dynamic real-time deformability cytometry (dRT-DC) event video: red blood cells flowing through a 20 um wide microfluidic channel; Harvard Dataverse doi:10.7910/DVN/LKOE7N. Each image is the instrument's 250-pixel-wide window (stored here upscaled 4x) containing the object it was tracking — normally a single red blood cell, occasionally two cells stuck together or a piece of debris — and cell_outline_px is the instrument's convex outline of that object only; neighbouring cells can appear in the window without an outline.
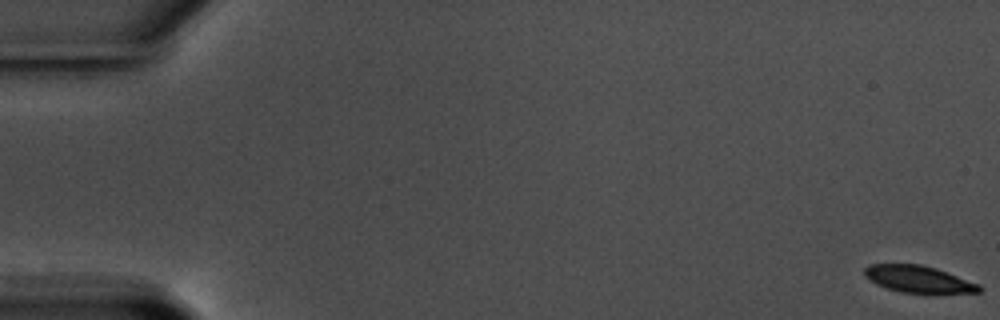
{"species": "common noctule bat (a hibernating species)", "species_latin": "Nyctalus noctula", "temperature_condition": "warm", "stored_images_in_passage": 60, "camera_frame_rate_fps": 3000, "um_per_image_px": 0.085, "animal": {"sex": "male", "body_mass_g": 17.5, "forearm_length_mm": 52.3}, "frame": {"image": 1, "passage_image": 1, "time_ms": 0.0, "image_size_px": [1000, 320], "cell_outline_px": [[984, 288], [980, 292], [900, 292], [876, 284], [864, 276], [864, 268], [868, 264], [920, 264], [936, 268], [980, 284]], "centroid_in_image_um": [78.05, 23.71], "position_along_channel_um": 6.9, "area_um2": 17.74}}
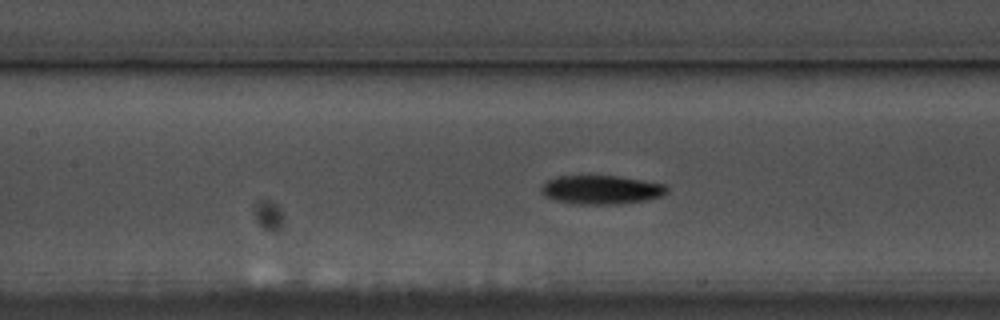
{"frame": {"image": 2, "passage_image": 28, "time_ms": 9.0, "image_size_px": [1000, 320], "cell_outline_px": [[668, 192], [660, 196], [644, 200], [616, 204], [580, 204], [556, 200], [544, 196], [540, 192], [540, 188], [544, 180], [556, 176], [616, 176], [644, 180], [664, 184], [668, 188]], "centroid_in_image_um": [51.05, 16.11], "position_along_channel_um": 156.3, "area_um2": 21.1}}
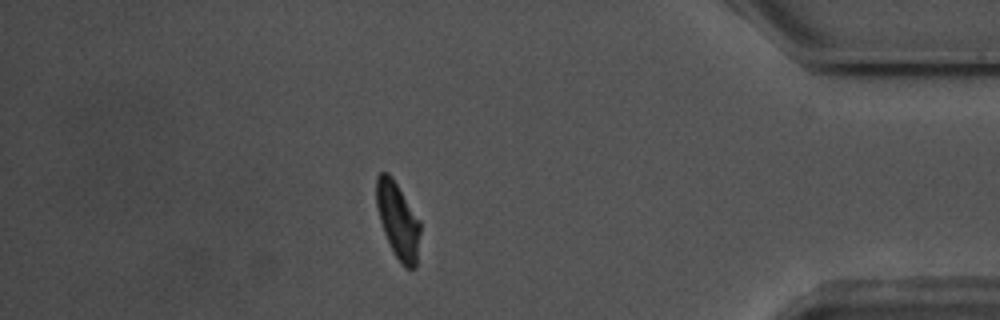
{"frame": {"image": 3, "passage_image": 52, "time_ms": 17.0, "image_size_px": [1000, 320], "cell_outline_px": [[420, 232], [416, 268], [404, 268], [396, 256], [384, 232], [380, 220], [376, 204], [376, 176], [380, 172], [388, 172], [392, 176], [420, 220]], "centroid_in_image_um": [33.82, 18.71], "position_along_channel_um": 401.4, "area_um2": 19.36}, "authors_computed_cell_mechanics": {"area_um2": 20.0277, "velocity_mm_per_s": 3.5269, "shape_relaxation_time_tau1_ms": 4.106, "shape_relaxation_time_tau2_ms": 6.3426, "deformation_change_tau1": 0.1439, "deformation_change_tau2": 0.14}}